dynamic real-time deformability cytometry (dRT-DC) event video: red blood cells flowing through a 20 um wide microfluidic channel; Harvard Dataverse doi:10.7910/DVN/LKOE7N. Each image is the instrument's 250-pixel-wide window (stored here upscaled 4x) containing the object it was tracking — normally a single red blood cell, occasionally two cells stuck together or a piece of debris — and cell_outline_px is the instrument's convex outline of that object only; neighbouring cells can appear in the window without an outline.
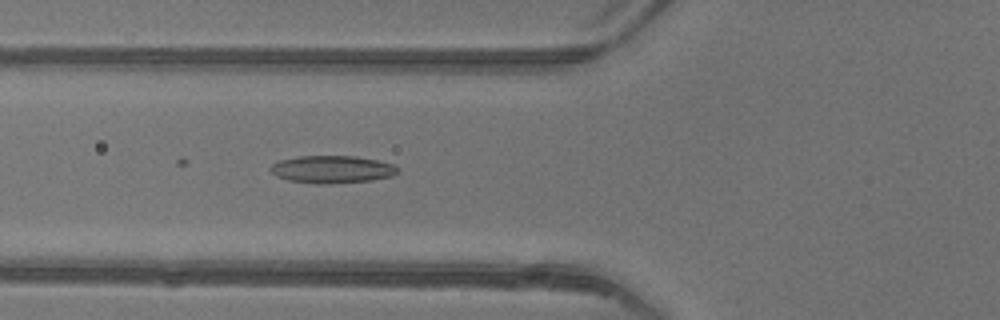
{"species": "common noctule bat (a hibernating species)", "species_latin": "Nyctalus noctula", "temperature_condition": "warm", "stored_images_in_passage": 50, "camera_frame_rate_fps": 3000, "um_per_image_px": 0.085, "animal": {"sex": "female"}, "frame": {"image": 1, "passage_image": 20, "time_ms": 6.333, "image_size_px": [1000, 320], "cell_outline_px": [[400, 172], [392, 176], [372, 180], [328, 184], [320, 184], [288, 180], [276, 176], [272, 172], [272, 164], [280, 160], [296, 156], [356, 156], [376, 160], [392, 164], [400, 168]], "centroid_in_image_um": [28.26, 14.39], "position_along_channel_um": 97.5, "area_um2": 20.4}}
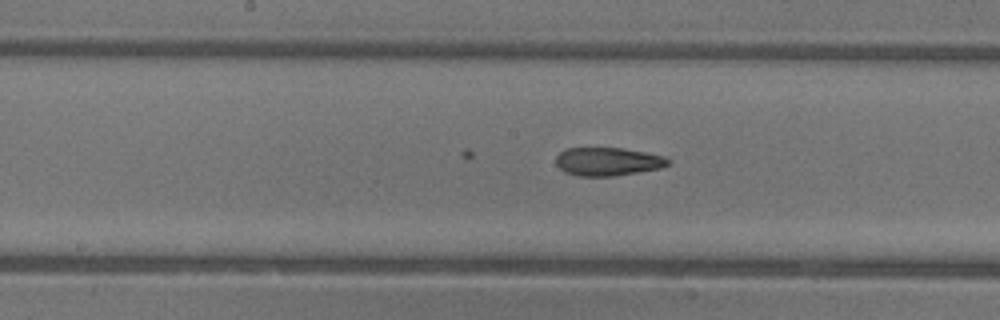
{"frame": {"image": 2, "passage_image": 27, "time_ms": 8.667, "image_size_px": [1000, 320], "cell_outline_px": [[672, 160], [668, 164], [660, 168], [612, 176], [580, 176], [564, 172], [556, 164], [556, 156], [564, 148], [624, 148], [664, 156]], "centroid_in_image_um": [51.64, 13.72], "position_along_channel_um": 196.6, "area_um2": 18.44}}
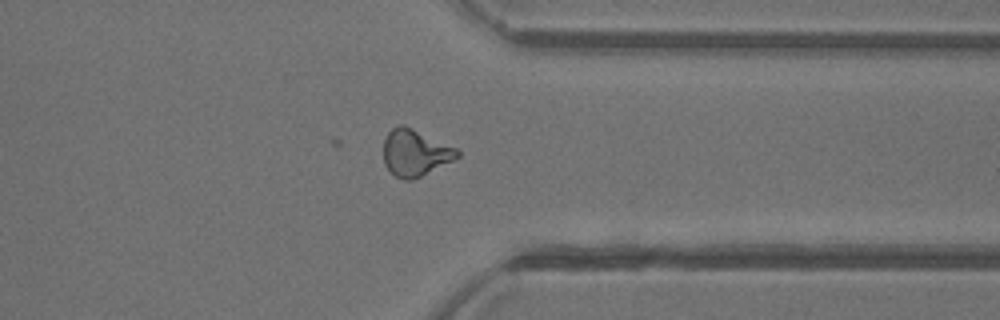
{"frame": {"image": 3, "passage_image": 40, "time_ms": 13.0, "image_size_px": [1000, 320], "cell_outline_px": [[460, 156], [412, 180], [404, 180], [396, 176], [384, 164], [384, 140], [388, 132], [396, 124], [404, 124], [456, 148], [460, 152]], "centroid_in_image_um": [35.26, 12.96], "position_along_channel_um": 376.1, "area_um2": 19.77}}